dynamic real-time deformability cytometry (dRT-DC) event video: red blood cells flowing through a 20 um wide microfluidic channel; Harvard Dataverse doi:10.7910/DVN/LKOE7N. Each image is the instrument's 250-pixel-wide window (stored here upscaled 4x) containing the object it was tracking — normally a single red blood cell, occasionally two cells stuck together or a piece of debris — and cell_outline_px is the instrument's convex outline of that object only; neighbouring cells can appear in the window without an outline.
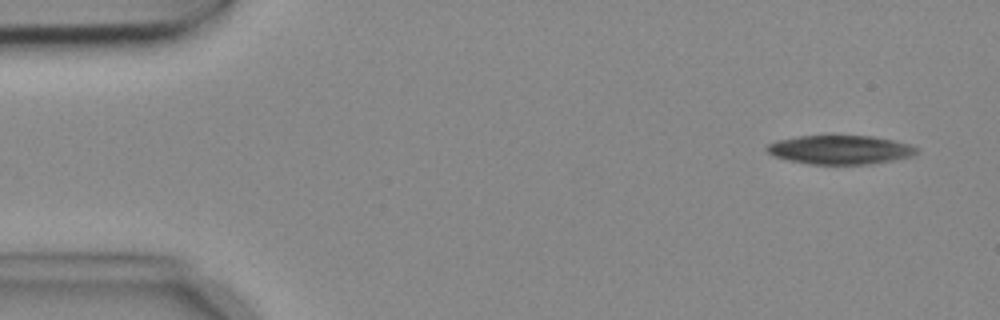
{"species": "common noctule bat (a hibernating species)", "species_latin": "Nyctalus noctula", "temperature_condition": "cold", "stored_images_in_passage": 4, "camera_frame_rate_fps": 3000, "um_per_image_px": 0.085, "animal": {"sex": "female", "body_mass_g": 18.4}, "frame": {"image": 1, "passage_image": 1, "time_ms": 0.0, "image_size_px": [1000, 320], "cell_outline_px": [[916, 152], [912, 156], [892, 160], [868, 164], [808, 164], [788, 160], [772, 156], [764, 148], [768, 144], [776, 140], [796, 136], [872, 136], [892, 140], [908, 144], [916, 148]], "centroid_in_image_um": [71.33, 12.73], "position_along_channel_um": 13.7, "area_um2": 25.09}}